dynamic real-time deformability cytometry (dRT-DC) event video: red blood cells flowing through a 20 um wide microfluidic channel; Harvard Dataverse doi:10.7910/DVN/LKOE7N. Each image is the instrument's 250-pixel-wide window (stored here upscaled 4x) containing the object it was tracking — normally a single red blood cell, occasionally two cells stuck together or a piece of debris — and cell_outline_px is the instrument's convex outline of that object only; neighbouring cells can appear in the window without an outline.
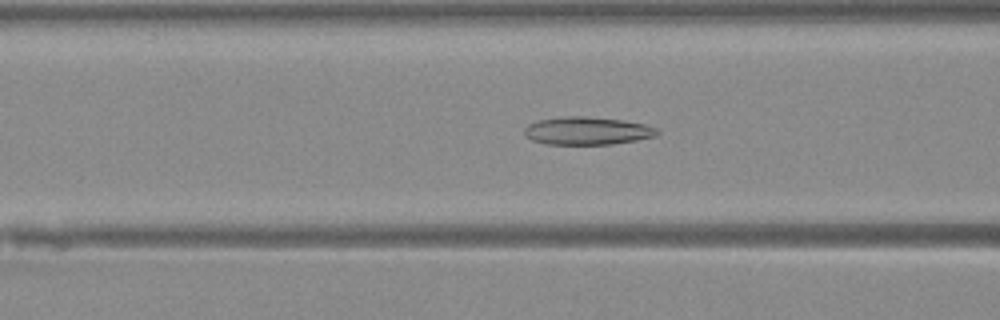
{"species": "Egyptian fruit bat (a non-hibernating species)", "species_latin": "Rousettus aegyptiacus", "temperature_condition": "warm", "stored_images_in_passage": 45, "camera_frame_rate_fps": 3000, "um_per_image_px": 0.085, "animal": {"sex": "female"}, "frame": {"image": 1, "passage_image": 16, "time_ms": 5.0, "image_size_px": [1000, 320], "cell_outline_px": [[660, 132], [656, 136], [636, 140], [612, 144], [544, 144], [532, 140], [524, 136], [524, 128], [528, 124], [536, 120], [564, 116], [584, 116], [624, 120], [644, 124], [656, 128]], "centroid_in_image_um": [49.87, 11.11], "position_along_channel_um": 116.7, "area_um2": 21.73}}
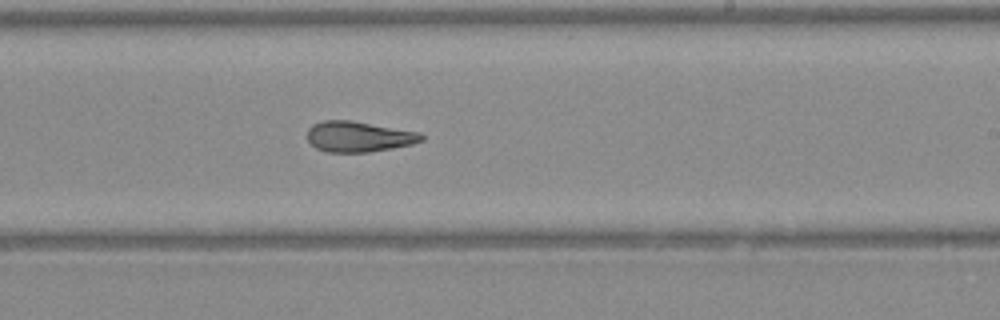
{"frame": {"image": 2, "passage_image": 26, "time_ms": 8.333, "image_size_px": [1000, 320], "cell_outline_px": [[424, 140], [412, 144], [392, 148], [368, 152], [324, 152], [316, 148], [308, 140], [308, 128], [312, 124], [324, 120], [352, 120], [420, 132], [424, 136]], "centroid_in_image_um": [30.49, 11.61], "position_along_channel_um": 258.5, "area_um2": 20.46}}
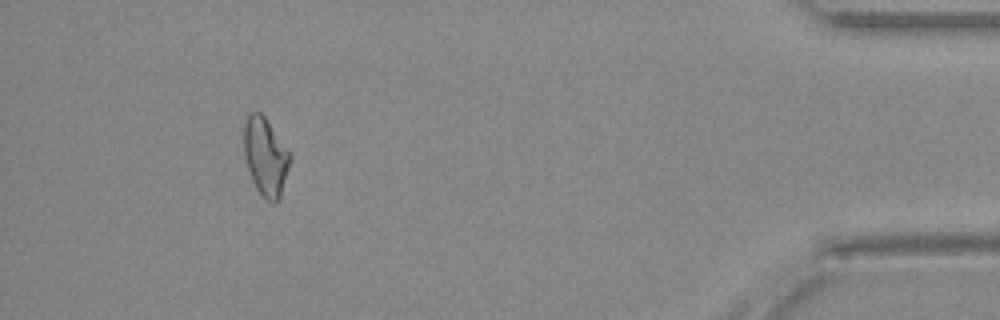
{"frame": {"image": 3, "passage_image": 41, "time_ms": 13.333, "image_size_px": [1000, 320], "cell_outline_px": [[292, 160], [280, 200], [276, 204], [272, 204], [264, 200], [256, 188], [252, 180], [244, 156], [244, 124], [248, 112], [260, 112], [264, 116], [292, 156]], "centroid_in_image_um": [22.59, 13.38], "position_along_channel_um": 412.6, "area_um2": 21.33}}